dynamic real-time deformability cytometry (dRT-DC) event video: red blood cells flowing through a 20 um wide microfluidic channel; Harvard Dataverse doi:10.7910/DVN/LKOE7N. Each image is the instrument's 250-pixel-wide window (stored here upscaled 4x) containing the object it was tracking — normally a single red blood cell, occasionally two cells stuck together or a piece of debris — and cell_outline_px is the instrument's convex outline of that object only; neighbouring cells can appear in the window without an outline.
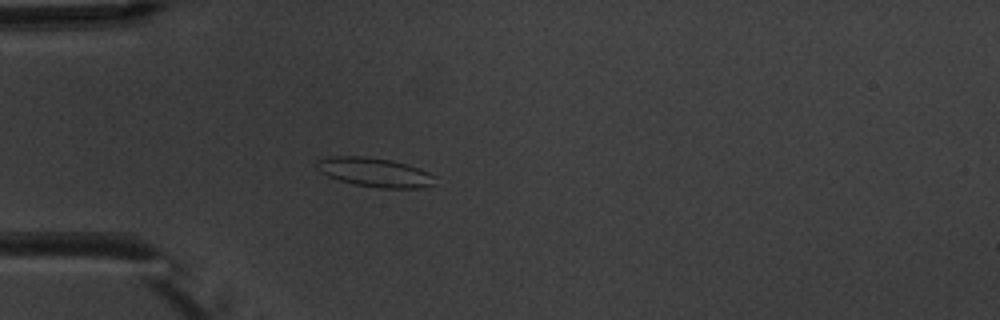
{"species": "common noctule bat (a hibernating species)", "species_latin": "Nyctalus noctula", "temperature_condition": "warm", "stored_images_in_passage": 4, "camera_frame_rate_fps": 3000, "um_per_image_px": 0.085, "animal": {"sex": "male", "body_mass_g": 20.1, "forearm_length_mm": 53.5}, "frame": {"image": 1, "passage_image": 4, "time_ms": 4.333, "image_size_px": [1000, 320], "cell_outline_px": [[436, 176], [432, 184], [424, 188], [380, 188], [356, 184], [340, 180], [328, 176], [320, 172], [316, 168], [316, 160], [332, 156], [368, 156], [392, 160], [420, 168]], "centroid_in_image_um": [31.85, 14.63], "position_along_channel_um": 53.2, "area_um2": 20.11}}